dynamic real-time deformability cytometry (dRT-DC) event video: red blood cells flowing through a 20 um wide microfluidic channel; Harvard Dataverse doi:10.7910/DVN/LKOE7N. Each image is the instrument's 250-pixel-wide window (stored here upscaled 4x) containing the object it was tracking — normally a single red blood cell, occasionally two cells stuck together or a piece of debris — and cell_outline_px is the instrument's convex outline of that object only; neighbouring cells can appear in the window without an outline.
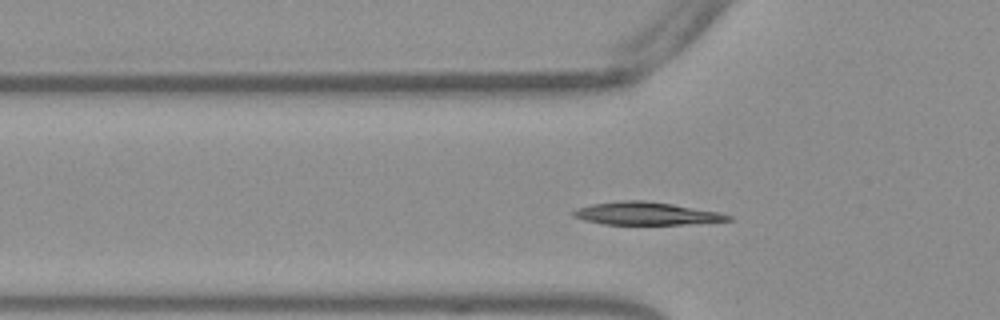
{"species": "Egyptian fruit bat (a non-hibernating species)", "species_latin": "Rousettus aegyptiacus", "temperature_condition": "warm", "stored_images_in_passage": 48, "camera_frame_rate_fps": 3000, "um_per_image_px": 0.085, "frame": {"image": 1, "passage_image": 11, "time_ms": 3.333, "image_size_px": [1000, 320], "cell_outline_px": [[732, 220], [684, 224], [604, 224], [584, 220], [572, 216], [572, 212], [576, 208], [592, 204], [620, 200], [644, 200], [672, 204], [720, 212], [732, 216]], "centroid_in_image_um": [54.9, 18.14], "position_along_channel_um": 70.9, "area_um2": 20.46}}
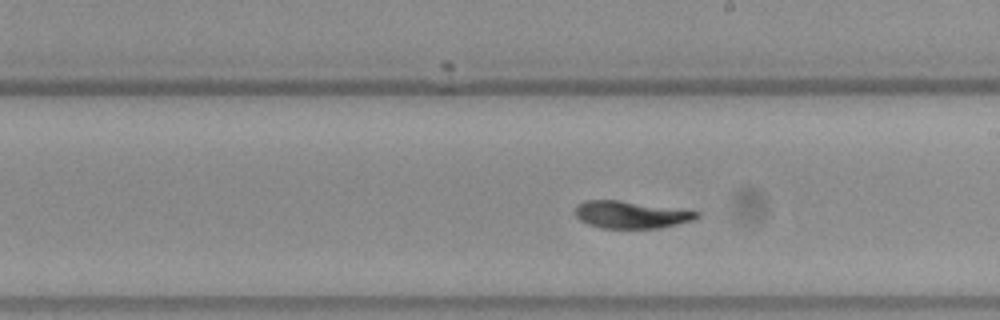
{"frame": {"image": 2, "passage_image": 24, "time_ms": 7.667, "image_size_px": [1000, 320], "cell_outline_px": [[700, 216], [692, 220], [660, 228], [600, 228], [588, 224], [580, 220], [576, 216], [576, 204], [584, 200], [620, 200], [684, 208], [700, 212]], "centroid_in_image_um": [53.66, 18.23], "position_along_channel_um": 235.3, "area_um2": 19.65}}
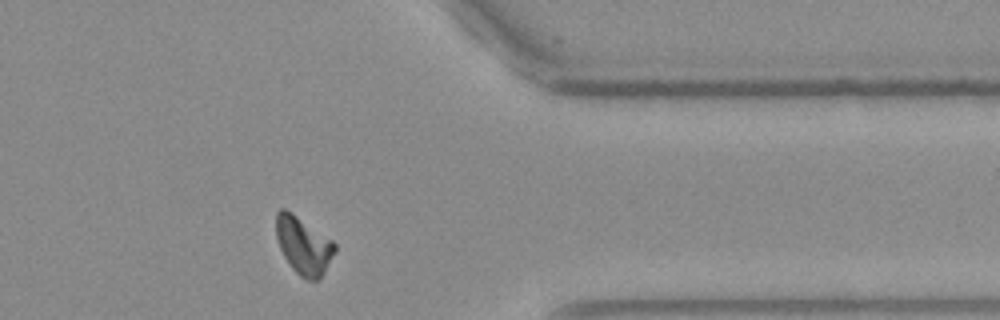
{"frame": {"image": 3, "passage_image": 37, "time_ms": 12.0, "image_size_px": [1000, 320], "cell_outline_px": [[336, 252], [324, 272], [316, 280], [308, 280], [300, 276], [292, 268], [284, 256], [280, 248], [276, 236], [276, 212], [280, 208], [284, 208], [292, 212], [332, 240], [336, 244]], "centroid_in_image_um": [25.79, 20.85], "position_along_channel_um": 385.6, "area_um2": 19.54}, "authors_computed_cell_mechanics": {"area_um2": 20.0855, "velocity_mm_per_s": 3.7852, "shape_relaxation_time_tau1_ms": 4.9936, "shape_relaxation_time_tau2_ms": 1.3935, "deformation_change_tau1": 0.1736, "deformation_change_tau2": 0.0514}}